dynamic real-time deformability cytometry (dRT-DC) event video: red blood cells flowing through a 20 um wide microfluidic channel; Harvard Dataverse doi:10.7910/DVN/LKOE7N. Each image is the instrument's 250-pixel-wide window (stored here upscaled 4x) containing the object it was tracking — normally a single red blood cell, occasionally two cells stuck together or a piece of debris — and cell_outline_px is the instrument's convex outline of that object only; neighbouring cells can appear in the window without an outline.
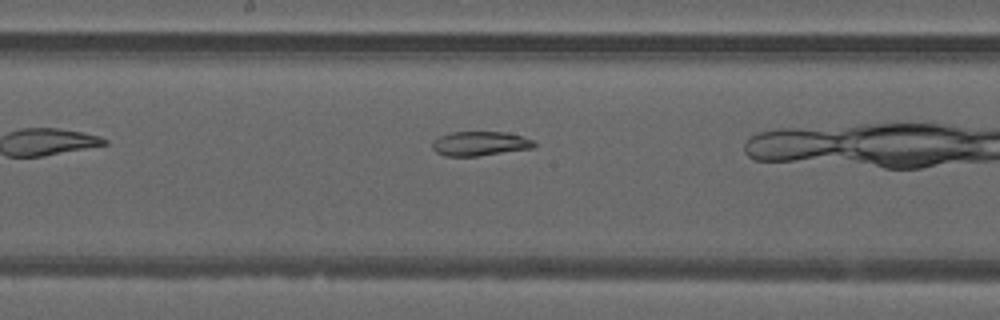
{"species": "common noctule bat (a hibernating species)", "species_latin": "Nyctalus noctula", "temperature_condition": "warm", "stored_images_in_passage": 23, "camera_frame_rate_fps": 3000, "um_per_image_px": 0.085, "animal": {"sex": "male", "forearm_length_mm": 52.5}, "frame": {"image": 1, "passage_image": 10, "time_ms": 3.0, "image_size_px": [1000, 320], "cell_outline_px": [[536, 144], [532, 148], [476, 156], [444, 156], [436, 152], [432, 148], [432, 140], [440, 136], [452, 132], [504, 132], [520, 136], [532, 140]], "centroid_in_image_um": [40.73, 12.21], "position_along_channel_um": 207.5, "area_um2": 14.28}}